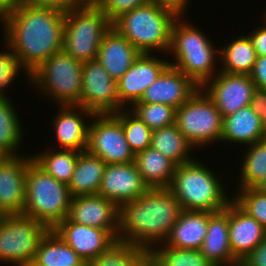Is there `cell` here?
Segmentation results:
<instances>
[{
  "label": "cell",
  "mask_w": 266,
  "mask_h": 266,
  "mask_svg": "<svg viewBox=\"0 0 266 266\" xmlns=\"http://www.w3.org/2000/svg\"><path fill=\"white\" fill-rule=\"evenodd\" d=\"M65 12L46 6L17 4L3 25L7 45L27 77L63 50Z\"/></svg>",
  "instance_id": "cell-1"
},
{
  "label": "cell",
  "mask_w": 266,
  "mask_h": 266,
  "mask_svg": "<svg viewBox=\"0 0 266 266\" xmlns=\"http://www.w3.org/2000/svg\"><path fill=\"white\" fill-rule=\"evenodd\" d=\"M182 212L181 203L168 188H149L119 207L117 239L151 252L165 243Z\"/></svg>",
  "instance_id": "cell-2"
},
{
  "label": "cell",
  "mask_w": 266,
  "mask_h": 266,
  "mask_svg": "<svg viewBox=\"0 0 266 266\" xmlns=\"http://www.w3.org/2000/svg\"><path fill=\"white\" fill-rule=\"evenodd\" d=\"M208 37L182 15L173 23L168 55L171 54L175 61L171 62V59L169 63L199 87L220 71L216 69L217 62L220 64V48L214 47L213 40Z\"/></svg>",
  "instance_id": "cell-3"
},
{
  "label": "cell",
  "mask_w": 266,
  "mask_h": 266,
  "mask_svg": "<svg viewBox=\"0 0 266 266\" xmlns=\"http://www.w3.org/2000/svg\"><path fill=\"white\" fill-rule=\"evenodd\" d=\"M195 157L187 163L176 165L168 189L181 203L183 210L219 212L233 200L213 168ZM219 177V178H218ZM225 188V189H224Z\"/></svg>",
  "instance_id": "cell-4"
},
{
  "label": "cell",
  "mask_w": 266,
  "mask_h": 266,
  "mask_svg": "<svg viewBox=\"0 0 266 266\" xmlns=\"http://www.w3.org/2000/svg\"><path fill=\"white\" fill-rule=\"evenodd\" d=\"M177 17L173 10L150 2L123 13L112 22V27L140 53L163 51L167 55Z\"/></svg>",
  "instance_id": "cell-5"
},
{
  "label": "cell",
  "mask_w": 266,
  "mask_h": 266,
  "mask_svg": "<svg viewBox=\"0 0 266 266\" xmlns=\"http://www.w3.org/2000/svg\"><path fill=\"white\" fill-rule=\"evenodd\" d=\"M71 200L67 184L47 174L33 160L28 164L23 215L52 230L67 218Z\"/></svg>",
  "instance_id": "cell-6"
},
{
  "label": "cell",
  "mask_w": 266,
  "mask_h": 266,
  "mask_svg": "<svg viewBox=\"0 0 266 266\" xmlns=\"http://www.w3.org/2000/svg\"><path fill=\"white\" fill-rule=\"evenodd\" d=\"M83 62L64 50L54 53L27 78L32 87L60 106H80Z\"/></svg>",
  "instance_id": "cell-7"
},
{
  "label": "cell",
  "mask_w": 266,
  "mask_h": 266,
  "mask_svg": "<svg viewBox=\"0 0 266 266\" xmlns=\"http://www.w3.org/2000/svg\"><path fill=\"white\" fill-rule=\"evenodd\" d=\"M112 22L94 2H84L65 12L63 50L81 62L96 60Z\"/></svg>",
  "instance_id": "cell-8"
},
{
  "label": "cell",
  "mask_w": 266,
  "mask_h": 266,
  "mask_svg": "<svg viewBox=\"0 0 266 266\" xmlns=\"http://www.w3.org/2000/svg\"><path fill=\"white\" fill-rule=\"evenodd\" d=\"M175 124L195 149L221 142L223 116L201 87L176 109Z\"/></svg>",
  "instance_id": "cell-9"
},
{
  "label": "cell",
  "mask_w": 266,
  "mask_h": 266,
  "mask_svg": "<svg viewBox=\"0 0 266 266\" xmlns=\"http://www.w3.org/2000/svg\"><path fill=\"white\" fill-rule=\"evenodd\" d=\"M49 229L23 214L3 215L0 220V263L30 266L42 237Z\"/></svg>",
  "instance_id": "cell-10"
},
{
  "label": "cell",
  "mask_w": 266,
  "mask_h": 266,
  "mask_svg": "<svg viewBox=\"0 0 266 266\" xmlns=\"http://www.w3.org/2000/svg\"><path fill=\"white\" fill-rule=\"evenodd\" d=\"M92 122V123H91ZM88 127L87 151L106 164L134 162L120 120L114 114H94Z\"/></svg>",
  "instance_id": "cell-11"
},
{
  "label": "cell",
  "mask_w": 266,
  "mask_h": 266,
  "mask_svg": "<svg viewBox=\"0 0 266 266\" xmlns=\"http://www.w3.org/2000/svg\"><path fill=\"white\" fill-rule=\"evenodd\" d=\"M80 107L93 114H114L120 111L117 81L97 61L83 62Z\"/></svg>",
  "instance_id": "cell-12"
},
{
  "label": "cell",
  "mask_w": 266,
  "mask_h": 266,
  "mask_svg": "<svg viewBox=\"0 0 266 266\" xmlns=\"http://www.w3.org/2000/svg\"><path fill=\"white\" fill-rule=\"evenodd\" d=\"M201 88L213 100L224 118L250 105L256 86L247 74L219 71Z\"/></svg>",
  "instance_id": "cell-13"
},
{
  "label": "cell",
  "mask_w": 266,
  "mask_h": 266,
  "mask_svg": "<svg viewBox=\"0 0 266 266\" xmlns=\"http://www.w3.org/2000/svg\"><path fill=\"white\" fill-rule=\"evenodd\" d=\"M170 65L158 55L141 53L129 70L117 81L120 110L139 102L145 90ZM127 106V107H126Z\"/></svg>",
  "instance_id": "cell-14"
},
{
  "label": "cell",
  "mask_w": 266,
  "mask_h": 266,
  "mask_svg": "<svg viewBox=\"0 0 266 266\" xmlns=\"http://www.w3.org/2000/svg\"><path fill=\"white\" fill-rule=\"evenodd\" d=\"M32 160V154H22L6 156L0 163V211L3 215L22 214L27 166Z\"/></svg>",
  "instance_id": "cell-15"
},
{
  "label": "cell",
  "mask_w": 266,
  "mask_h": 266,
  "mask_svg": "<svg viewBox=\"0 0 266 266\" xmlns=\"http://www.w3.org/2000/svg\"><path fill=\"white\" fill-rule=\"evenodd\" d=\"M148 189L134 162L106 164L98 194L120 207L142 196Z\"/></svg>",
  "instance_id": "cell-16"
},
{
  "label": "cell",
  "mask_w": 266,
  "mask_h": 266,
  "mask_svg": "<svg viewBox=\"0 0 266 266\" xmlns=\"http://www.w3.org/2000/svg\"><path fill=\"white\" fill-rule=\"evenodd\" d=\"M67 218L80 225L108 230L117 238L119 207L99 194L72 197Z\"/></svg>",
  "instance_id": "cell-17"
},
{
  "label": "cell",
  "mask_w": 266,
  "mask_h": 266,
  "mask_svg": "<svg viewBox=\"0 0 266 266\" xmlns=\"http://www.w3.org/2000/svg\"><path fill=\"white\" fill-rule=\"evenodd\" d=\"M85 262L99 256L118 239L108 230L71 222L68 218L54 229Z\"/></svg>",
  "instance_id": "cell-18"
},
{
  "label": "cell",
  "mask_w": 266,
  "mask_h": 266,
  "mask_svg": "<svg viewBox=\"0 0 266 266\" xmlns=\"http://www.w3.org/2000/svg\"><path fill=\"white\" fill-rule=\"evenodd\" d=\"M199 88L190 77L169 65L136 103H160L177 109Z\"/></svg>",
  "instance_id": "cell-19"
},
{
  "label": "cell",
  "mask_w": 266,
  "mask_h": 266,
  "mask_svg": "<svg viewBox=\"0 0 266 266\" xmlns=\"http://www.w3.org/2000/svg\"><path fill=\"white\" fill-rule=\"evenodd\" d=\"M61 108V109H60ZM53 117L52 129L59 149L85 151L88 143V127L91 111L80 106H60ZM85 117V118H84ZM87 122V123H86Z\"/></svg>",
  "instance_id": "cell-20"
},
{
  "label": "cell",
  "mask_w": 266,
  "mask_h": 266,
  "mask_svg": "<svg viewBox=\"0 0 266 266\" xmlns=\"http://www.w3.org/2000/svg\"><path fill=\"white\" fill-rule=\"evenodd\" d=\"M266 238V229L233 200L229 203V241L233 257L241 264Z\"/></svg>",
  "instance_id": "cell-21"
},
{
  "label": "cell",
  "mask_w": 266,
  "mask_h": 266,
  "mask_svg": "<svg viewBox=\"0 0 266 266\" xmlns=\"http://www.w3.org/2000/svg\"><path fill=\"white\" fill-rule=\"evenodd\" d=\"M200 251L212 266H240L233 257L229 241V204L209 217Z\"/></svg>",
  "instance_id": "cell-22"
},
{
  "label": "cell",
  "mask_w": 266,
  "mask_h": 266,
  "mask_svg": "<svg viewBox=\"0 0 266 266\" xmlns=\"http://www.w3.org/2000/svg\"><path fill=\"white\" fill-rule=\"evenodd\" d=\"M140 52L113 27L104 35L96 60L118 81L140 56Z\"/></svg>",
  "instance_id": "cell-23"
},
{
  "label": "cell",
  "mask_w": 266,
  "mask_h": 266,
  "mask_svg": "<svg viewBox=\"0 0 266 266\" xmlns=\"http://www.w3.org/2000/svg\"><path fill=\"white\" fill-rule=\"evenodd\" d=\"M265 139L263 118L250 105L223 118L221 142L243 147Z\"/></svg>",
  "instance_id": "cell-24"
},
{
  "label": "cell",
  "mask_w": 266,
  "mask_h": 266,
  "mask_svg": "<svg viewBox=\"0 0 266 266\" xmlns=\"http://www.w3.org/2000/svg\"><path fill=\"white\" fill-rule=\"evenodd\" d=\"M212 212L183 210L165 244L179 249L200 250Z\"/></svg>",
  "instance_id": "cell-25"
},
{
  "label": "cell",
  "mask_w": 266,
  "mask_h": 266,
  "mask_svg": "<svg viewBox=\"0 0 266 266\" xmlns=\"http://www.w3.org/2000/svg\"><path fill=\"white\" fill-rule=\"evenodd\" d=\"M105 168L106 163L98 156L81 151L68 183L72 197L98 194Z\"/></svg>",
  "instance_id": "cell-26"
},
{
  "label": "cell",
  "mask_w": 266,
  "mask_h": 266,
  "mask_svg": "<svg viewBox=\"0 0 266 266\" xmlns=\"http://www.w3.org/2000/svg\"><path fill=\"white\" fill-rule=\"evenodd\" d=\"M134 163L149 188H168L176 164L161 152L149 147L135 154Z\"/></svg>",
  "instance_id": "cell-27"
},
{
  "label": "cell",
  "mask_w": 266,
  "mask_h": 266,
  "mask_svg": "<svg viewBox=\"0 0 266 266\" xmlns=\"http://www.w3.org/2000/svg\"><path fill=\"white\" fill-rule=\"evenodd\" d=\"M85 263L52 229L39 242L30 266H83Z\"/></svg>",
  "instance_id": "cell-28"
},
{
  "label": "cell",
  "mask_w": 266,
  "mask_h": 266,
  "mask_svg": "<svg viewBox=\"0 0 266 266\" xmlns=\"http://www.w3.org/2000/svg\"><path fill=\"white\" fill-rule=\"evenodd\" d=\"M223 46L225 47L219 49L221 62L219 70L231 74L249 75L257 60V54L249 36L246 34L237 36Z\"/></svg>",
  "instance_id": "cell-29"
},
{
  "label": "cell",
  "mask_w": 266,
  "mask_h": 266,
  "mask_svg": "<svg viewBox=\"0 0 266 266\" xmlns=\"http://www.w3.org/2000/svg\"><path fill=\"white\" fill-rule=\"evenodd\" d=\"M150 147L161 152L176 165L195 159L191 154L196 149L180 132L176 124L152 130Z\"/></svg>",
  "instance_id": "cell-30"
},
{
  "label": "cell",
  "mask_w": 266,
  "mask_h": 266,
  "mask_svg": "<svg viewBox=\"0 0 266 266\" xmlns=\"http://www.w3.org/2000/svg\"><path fill=\"white\" fill-rule=\"evenodd\" d=\"M87 264L89 266H152V257L151 252L142 247L117 240Z\"/></svg>",
  "instance_id": "cell-31"
},
{
  "label": "cell",
  "mask_w": 266,
  "mask_h": 266,
  "mask_svg": "<svg viewBox=\"0 0 266 266\" xmlns=\"http://www.w3.org/2000/svg\"><path fill=\"white\" fill-rule=\"evenodd\" d=\"M13 104L11 97H0V150L7 156L22 155L18 149L24 138L20 116Z\"/></svg>",
  "instance_id": "cell-32"
},
{
  "label": "cell",
  "mask_w": 266,
  "mask_h": 266,
  "mask_svg": "<svg viewBox=\"0 0 266 266\" xmlns=\"http://www.w3.org/2000/svg\"><path fill=\"white\" fill-rule=\"evenodd\" d=\"M55 146L43 150L41 153L32 154L33 161L41 167L47 174L56 180L68 185L71 180L79 151L57 149Z\"/></svg>",
  "instance_id": "cell-33"
},
{
  "label": "cell",
  "mask_w": 266,
  "mask_h": 266,
  "mask_svg": "<svg viewBox=\"0 0 266 266\" xmlns=\"http://www.w3.org/2000/svg\"><path fill=\"white\" fill-rule=\"evenodd\" d=\"M240 166L237 189L254 188L266 177V139L247 145Z\"/></svg>",
  "instance_id": "cell-34"
},
{
  "label": "cell",
  "mask_w": 266,
  "mask_h": 266,
  "mask_svg": "<svg viewBox=\"0 0 266 266\" xmlns=\"http://www.w3.org/2000/svg\"><path fill=\"white\" fill-rule=\"evenodd\" d=\"M152 266H212L200 250L158 245L151 251Z\"/></svg>",
  "instance_id": "cell-35"
},
{
  "label": "cell",
  "mask_w": 266,
  "mask_h": 266,
  "mask_svg": "<svg viewBox=\"0 0 266 266\" xmlns=\"http://www.w3.org/2000/svg\"><path fill=\"white\" fill-rule=\"evenodd\" d=\"M114 115L120 120L126 141L134 154L150 147L152 130L141 119L127 108Z\"/></svg>",
  "instance_id": "cell-36"
},
{
  "label": "cell",
  "mask_w": 266,
  "mask_h": 266,
  "mask_svg": "<svg viewBox=\"0 0 266 266\" xmlns=\"http://www.w3.org/2000/svg\"><path fill=\"white\" fill-rule=\"evenodd\" d=\"M129 110L151 130L175 124L176 109L160 103H134Z\"/></svg>",
  "instance_id": "cell-37"
},
{
  "label": "cell",
  "mask_w": 266,
  "mask_h": 266,
  "mask_svg": "<svg viewBox=\"0 0 266 266\" xmlns=\"http://www.w3.org/2000/svg\"><path fill=\"white\" fill-rule=\"evenodd\" d=\"M233 201L266 229V194L255 188L238 189Z\"/></svg>",
  "instance_id": "cell-38"
},
{
  "label": "cell",
  "mask_w": 266,
  "mask_h": 266,
  "mask_svg": "<svg viewBox=\"0 0 266 266\" xmlns=\"http://www.w3.org/2000/svg\"><path fill=\"white\" fill-rule=\"evenodd\" d=\"M0 51V97H7V89L23 71L7 45ZM7 87V89H6Z\"/></svg>",
  "instance_id": "cell-39"
},
{
  "label": "cell",
  "mask_w": 266,
  "mask_h": 266,
  "mask_svg": "<svg viewBox=\"0 0 266 266\" xmlns=\"http://www.w3.org/2000/svg\"><path fill=\"white\" fill-rule=\"evenodd\" d=\"M150 2L151 0H96L94 3L113 22L123 13Z\"/></svg>",
  "instance_id": "cell-40"
},
{
  "label": "cell",
  "mask_w": 266,
  "mask_h": 266,
  "mask_svg": "<svg viewBox=\"0 0 266 266\" xmlns=\"http://www.w3.org/2000/svg\"><path fill=\"white\" fill-rule=\"evenodd\" d=\"M16 2L17 4L52 7L64 12L83 3L81 0H16Z\"/></svg>",
  "instance_id": "cell-41"
},
{
  "label": "cell",
  "mask_w": 266,
  "mask_h": 266,
  "mask_svg": "<svg viewBox=\"0 0 266 266\" xmlns=\"http://www.w3.org/2000/svg\"><path fill=\"white\" fill-rule=\"evenodd\" d=\"M250 78L258 89H266V55L257 56Z\"/></svg>",
  "instance_id": "cell-42"
},
{
  "label": "cell",
  "mask_w": 266,
  "mask_h": 266,
  "mask_svg": "<svg viewBox=\"0 0 266 266\" xmlns=\"http://www.w3.org/2000/svg\"><path fill=\"white\" fill-rule=\"evenodd\" d=\"M249 38L252 41L253 47L256 51L257 56L266 55V24L263 23L262 26L255 28V30L248 33Z\"/></svg>",
  "instance_id": "cell-43"
},
{
  "label": "cell",
  "mask_w": 266,
  "mask_h": 266,
  "mask_svg": "<svg viewBox=\"0 0 266 266\" xmlns=\"http://www.w3.org/2000/svg\"><path fill=\"white\" fill-rule=\"evenodd\" d=\"M240 266H266V238L245 258Z\"/></svg>",
  "instance_id": "cell-44"
},
{
  "label": "cell",
  "mask_w": 266,
  "mask_h": 266,
  "mask_svg": "<svg viewBox=\"0 0 266 266\" xmlns=\"http://www.w3.org/2000/svg\"><path fill=\"white\" fill-rule=\"evenodd\" d=\"M250 106L260 117L263 118L266 115V89L254 90Z\"/></svg>",
  "instance_id": "cell-45"
},
{
  "label": "cell",
  "mask_w": 266,
  "mask_h": 266,
  "mask_svg": "<svg viewBox=\"0 0 266 266\" xmlns=\"http://www.w3.org/2000/svg\"><path fill=\"white\" fill-rule=\"evenodd\" d=\"M152 3L173 10L178 16H185L189 0H151Z\"/></svg>",
  "instance_id": "cell-46"
},
{
  "label": "cell",
  "mask_w": 266,
  "mask_h": 266,
  "mask_svg": "<svg viewBox=\"0 0 266 266\" xmlns=\"http://www.w3.org/2000/svg\"><path fill=\"white\" fill-rule=\"evenodd\" d=\"M16 6V0H0V23H2V26Z\"/></svg>",
  "instance_id": "cell-47"
},
{
  "label": "cell",
  "mask_w": 266,
  "mask_h": 266,
  "mask_svg": "<svg viewBox=\"0 0 266 266\" xmlns=\"http://www.w3.org/2000/svg\"><path fill=\"white\" fill-rule=\"evenodd\" d=\"M259 192L266 194V177L260 181L255 187Z\"/></svg>",
  "instance_id": "cell-48"
},
{
  "label": "cell",
  "mask_w": 266,
  "mask_h": 266,
  "mask_svg": "<svg viewBox=\"0 0 266 266\" xmlns=\"http://www.w3.org/2000/svg\"><path fill=\"white\" fill-rule=\"evenodd\" d=\"M7 155L2 151L0 150V163L5 159Z\"/></svg>",
  "instance_id": "cell-49"
},
{
  "label": "cell",
  "mask_w": 266,
  "mask_h": 266,
  "mask_svg": "<svg viewBox=\"0 0 266 266\" xmlns=\"http://www.w3.org/2000/svg\"><path fill=\"white\" fill-rule=\"evenodd\" d=\"M263 127H264L265 139H266V115L263 117Z\"/></svg>",
  "instance_id": "cell-50"
},
{
  "label": "cell",
  "mask_w": 266,
  "mask_h": 266,
  "mask_svg": "<svg viewBox=\"0 0 266 266\" xmlns=\"http://www.w3.org/2000/svg\"><path fill=\"white\" fill-rule=\"evenodd\" d=\"M83 3L84 2H95L96 0H81Z\"/></svg>",
  "instance_id": "cell-51"
},
{
  "label": "cell",
  "mask_w": 266,
  "mask_h": 266,
  "mask_svg": "<svg viewBox=\"0 0 266 266\" xmlns=\"http://www.w3.org/2000/svg\"><path fill=\"white\" fill-rule=\"evenodd\" d=\"M2 217H3V214H2V212L0 211V220H1Z\"/></svg>",
  "instance_id": "cell-52"
},
{
  "label": "cell",
  "mask_w": 266,
  "mask_h": 266,
  "mask_svg": "<svg viewBox=\"0 0 266 266\" xmlns=\"http://www.w3.org/2000/svg\"><path fill=\"white\" fill-rule=\"evenodd\" d=\"M266 14V13H265ZM263 17H265V20L263 21L265 24H266V15L265 16H263Z\"/></svg>",
  "instance_id": "cell-53"
}]
</instances>
